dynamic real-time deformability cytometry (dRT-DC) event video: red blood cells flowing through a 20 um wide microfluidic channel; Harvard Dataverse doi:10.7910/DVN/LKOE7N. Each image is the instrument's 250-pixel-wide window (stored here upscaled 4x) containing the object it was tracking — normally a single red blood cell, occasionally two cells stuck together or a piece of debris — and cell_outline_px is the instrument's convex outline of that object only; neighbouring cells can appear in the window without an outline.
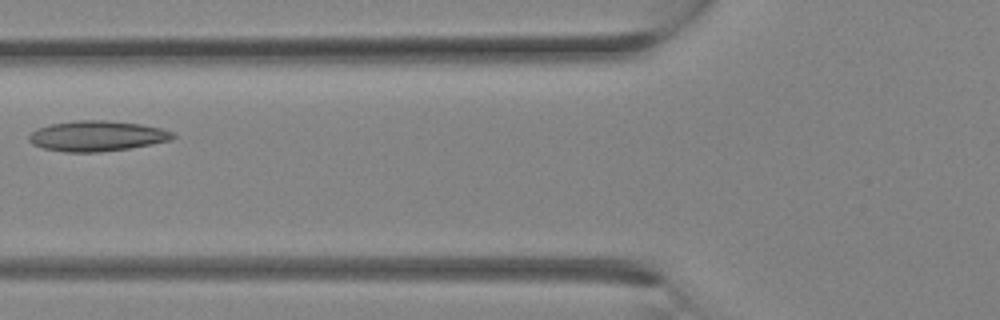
{"species": "Egyptian fruit bat (a non-hibernating species)", "species_latin": "Rousettus aegyptiacus", "temperature_condition": "room temperature", "stored_images_in_passage": 10, "camera_frame_rate_fps": 3000, "um_per_image_px": 0.085, "animal": {"sex": "female"}, "frame": {"image": 1, "passage_image": 9, "time_ms": 2.667, "image_size_px": [1000, 320], "cell_outline_px": [[176, 136], [172, 140], [152, 144], [128, 148], [100, 152], [64, 152], [44, 148], [32, 144], [28, 140], [28, 136], [36, 128], [52, 124], [80, 120], [104, 120], [140, 124], [160, 128], [172, 132]], "centroid_in_image_um": [8.23, 11.56], "position_along_channel_um": 117.6, "area_um2": 25.37}}